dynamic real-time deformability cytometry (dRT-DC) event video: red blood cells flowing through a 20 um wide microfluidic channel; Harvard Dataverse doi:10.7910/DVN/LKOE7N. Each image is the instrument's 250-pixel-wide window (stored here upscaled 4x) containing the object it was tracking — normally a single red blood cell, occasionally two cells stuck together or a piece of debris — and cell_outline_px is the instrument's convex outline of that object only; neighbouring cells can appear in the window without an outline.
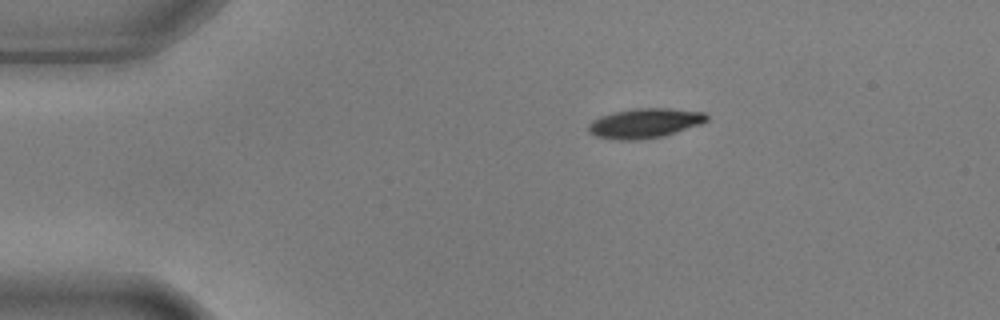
{"species": "common noctule bat (a hibernating species)", "species_latin": "Nyctalus noctula", "temperature_condition": "warm", "stored_images_in_passage": 4, "camera_frame_rate_fps": 3000, "um_per_image_px": 0.085, "animal": {"sex": "male", "body_mass_g": 17.9, "forearm_length_mm": 54.2}, "frame": {"image": 1, "passage_image": 1, "time_ms": 0.0, "image_size_px": [1000, 320], "cell_outline_px": [[708, 120], [700, 124], [664, 136], [640, 140], [616, 140], [596, 136], [588, 132], [588, 124], [592, 120], [600, 116], [612, 112], [636, 108], [668, 108], [704, 112], [708, 116]], "centroid_in_image_um": [54.78, 10.47], "position_along_channel_um": 30.2, "area_um2": 20.58}}
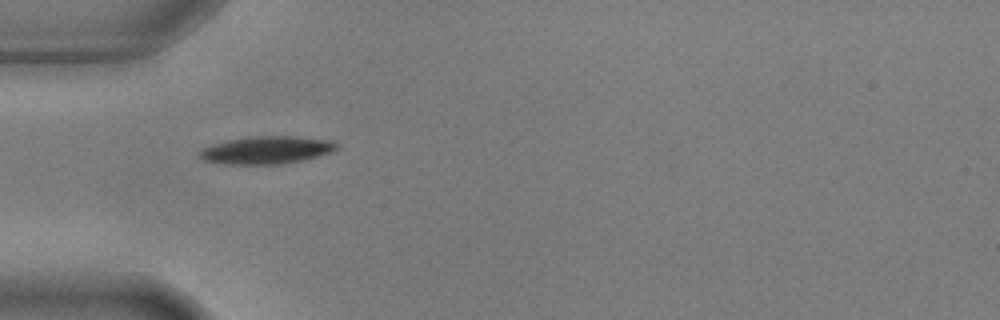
{"frame": {"image": 2, "passage_image": 3, "time_ms": 0.667, "image_size_px": [1000, 320], "cell_outline_px": [[340, 148], [332, 152], [304, 160], [280, 164], [224, 164], [204, 160], [196, 156], [196, 152], [200, 148], [212, 144], [228, 140], [252, 136], [296, 136], [332, 140], [340, 144]], "centroid_in_image_um": [22.66, 12.75], "position_along_channel_um": 62.3, "area_um2": 22.54}}
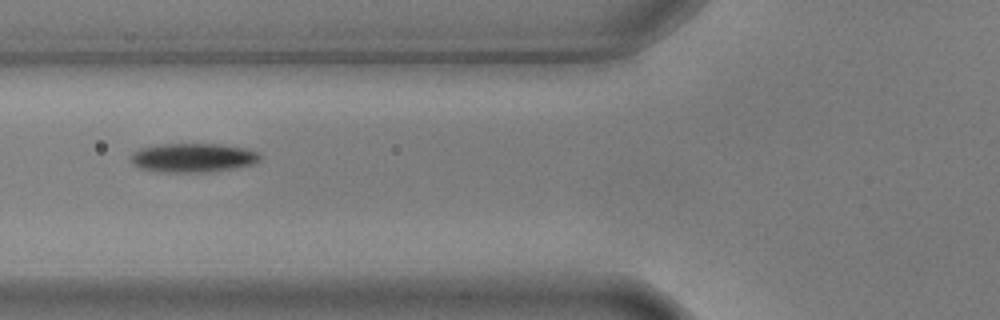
{"frame": {"image": 3, "passage_image": 4, "time_ms": 1.0, "image_size_px": [1000, 320], "cell_outline_px": [[260, 160], [256, 164], [236, 168], [208, 172], [164, 172], [140, 168], [128, 160], [132, 152], [140, 148], [160, 144], [216, 144], [244, 148], [260, 152]], "centroid_in_image_um": [16.41, 13.41], "position_along_channel_um": 109.4, "area_um2": 22.02}}